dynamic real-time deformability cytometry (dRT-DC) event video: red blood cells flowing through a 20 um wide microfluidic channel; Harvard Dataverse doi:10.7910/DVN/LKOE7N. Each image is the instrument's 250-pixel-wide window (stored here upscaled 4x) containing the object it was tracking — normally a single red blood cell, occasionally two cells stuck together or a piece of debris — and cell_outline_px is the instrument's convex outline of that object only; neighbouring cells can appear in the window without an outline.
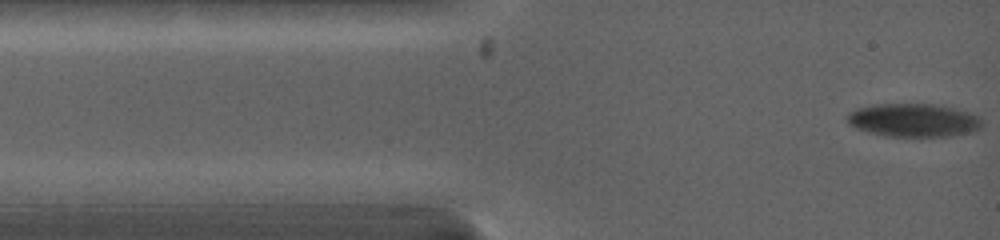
{"species": "common noctule bat (a hibernating species)", "species_latin": "Nyctalus noctula", "temperature_condition": "warm", "stored_images_in_passage": 4, "camera_frame_rate_fps": 5000, "um_per_image_px": 0.085, "animal": {"sex": "female", "body_mass_g": 19.0, "forearm_length_mm": 53.3}, "frame": {"image": 1, "passage_image": 4, "time_ms": 1.0, "image_size_px": [1000, 240], "cell_outline_px": [[984, 124], [980, 128], [972, 132], [952, 136], [888, 136], [868, 132], [856, 128], [848, 124], [848, 112], [856, 108], [872, 104], [940, 104], [968, 112], [980, 116]], "centroid_in_image_um": [77.67, 10.21], "position_along_channel_um": 7.3, "area_um2": 26.41}}